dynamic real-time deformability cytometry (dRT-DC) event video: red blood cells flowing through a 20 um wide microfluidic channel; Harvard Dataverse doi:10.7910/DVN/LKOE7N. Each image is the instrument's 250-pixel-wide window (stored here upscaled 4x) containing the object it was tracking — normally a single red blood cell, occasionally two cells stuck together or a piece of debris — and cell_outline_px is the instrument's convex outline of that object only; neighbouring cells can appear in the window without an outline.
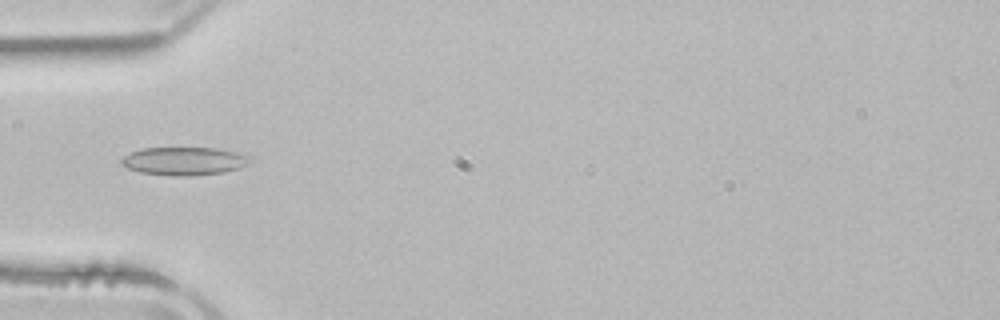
{"species": "common noctule bat (a hibernating species)", "species_latin": "Nyctalus noctula", "temperature_condition": "room temperature", "stored_images_in_passage": 3, "camera_frame_rate_fps": 3000, "um_per_image_px": 0.085, "animal": {"sex": "male", "body_mass_g": 21.5, "forearm_length_mm": 52.0}, "frame": {"image": 1, "passage_image": 3, "time_ms": 2.333, "image_size_px": [1000, 320], "cell_outline_px": [[252, 160], [248, 164], [240, 168], [224, 172], [188, 176], [172, 176], [140, 172], [128, 168], [120, 164], [120, 160], [124, 156], [132, 152], [144, 148], [216, 148], [240, 152], [252, 156]], "centroid_in_image_um": [15.71, 13.69], "position_along_channel_um": 69.3, "area_um2": 21.27}}